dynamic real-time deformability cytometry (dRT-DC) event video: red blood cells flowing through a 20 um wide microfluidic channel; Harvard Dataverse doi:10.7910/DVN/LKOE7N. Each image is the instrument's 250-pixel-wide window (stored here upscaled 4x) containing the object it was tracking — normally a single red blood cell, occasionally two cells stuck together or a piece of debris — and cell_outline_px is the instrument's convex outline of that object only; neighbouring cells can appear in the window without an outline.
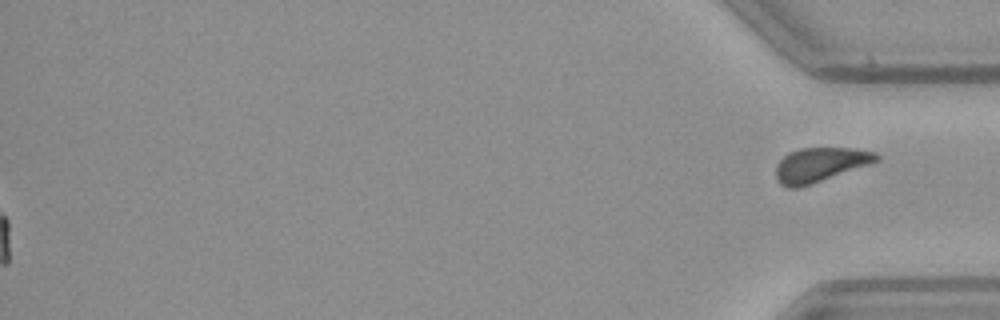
{"species": "common noctule bat (a hibernating species)", "species_latin": "Nyctalus noctula", "temperature_condition": "warm", "stored_images_in_passage": 54, "segment_of_instrument_passage": [2, 2], "camera_frame_rate_fps": 3000, "um_per_image_px": 0.085, "animal": {"sex": "female", "body_mass_g": 21.9}, "frame": {"image": 1, "passage_image": 54, "time_ms": 17.667, "image_size_px": [1000, 320], "cell_outline_px": [[880, 160], [872, 164], [800, 188], [788, 188], [780, 184], [776, 180], [776, 164], [788, 152], [800, 148], [856, 148], [876, 152], [880, 156]], "centroid_in_image_um": [69.73, 14.0], "position_along_channel_um": 365.5, "area_um2": 20.52}}